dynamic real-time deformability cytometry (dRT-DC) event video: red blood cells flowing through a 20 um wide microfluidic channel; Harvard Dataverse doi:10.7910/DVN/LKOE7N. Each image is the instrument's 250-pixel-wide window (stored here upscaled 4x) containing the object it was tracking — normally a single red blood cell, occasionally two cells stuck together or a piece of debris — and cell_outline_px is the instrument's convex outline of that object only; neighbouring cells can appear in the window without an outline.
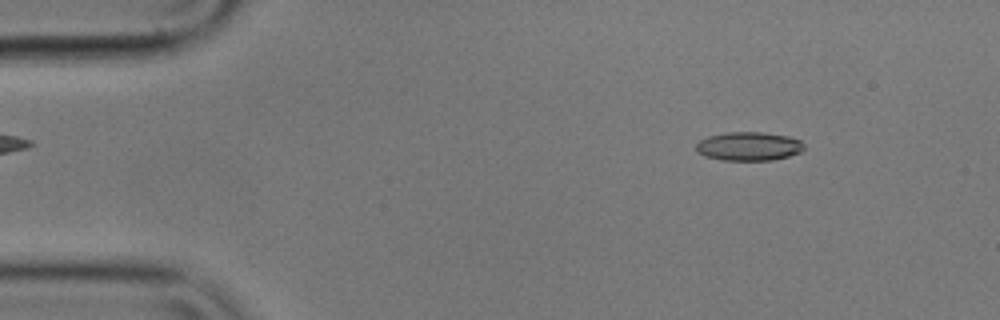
{"species": "common noctule bat (a hibernating species)", "species_latin": "Nyctalus noctula", "temperature_condition": "cold", "stored_images_in_passage": 5, "camera_frame_rate_fps": 3000, "um_per_image_px": 0.085, "animal": {"sex": "male", "body_mass_g": 17.9}, "frame": {"image": 1, "passage_image": 1, "time_ms": 0.0, "image_size_px": [1000, 320], "cell_outline_px": [[804, 148], [800, 152], [788, 156], [772, 160], [720, 160], [704, 156], [696, 152], [696, 144], [700, 140], [708, 136], [728, 132], [764, 132], [788, 136], [800, 140], [804, 144]], "centroid_in_image_um": [63.63, 12.43], "position_along_channel_um": 21.4, "area_um2": 18.15}}
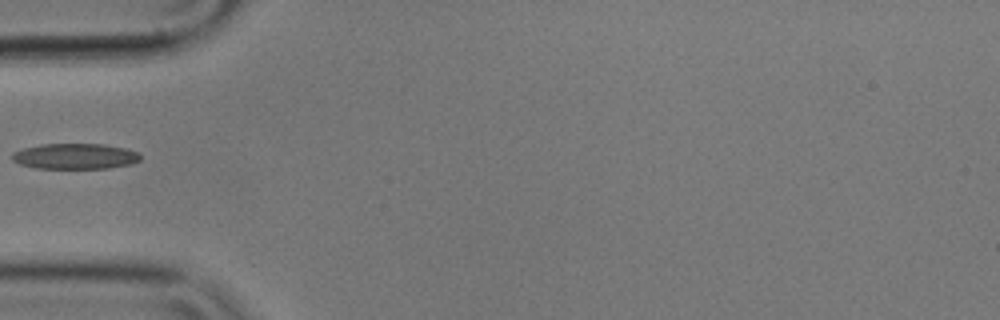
{"frame": {"image": 2, "passage_image": 4, "time_ms": 1.0, "image_size_px": [1000, 320], "cell_outline_px": [[140, 160], [132, 164], [108, 168], [36, 168], [20, 164], [12, 160], [12, 152], [24, 148], [40, 144], [104, 144], [124, 148], [136, 152], [140, 156]], "centroid_in_image_um": [6.36, 13.28], "position_along_channel_um": 78.6, "area_um2": 19.07}}
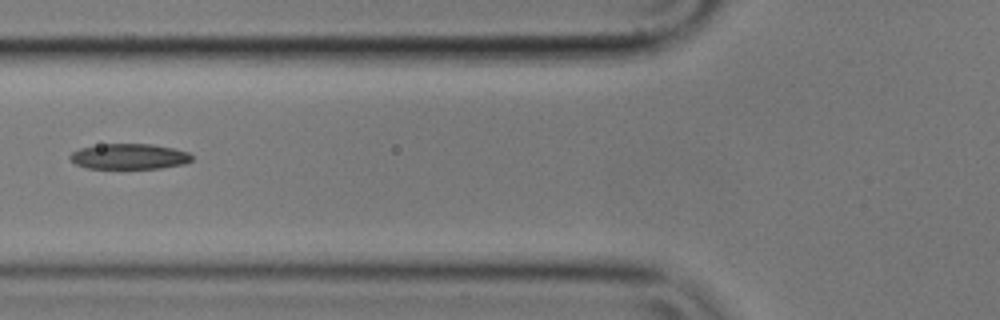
{"frame": {"image": 3, "passage_image": 5, "time_ms": 1.333, "image_size_px": [1000, 320], "cell_outline_px": [[192, 160], [184, 164], [160, 168], [88, 168], [76, 164], [68, 156], [72, 152], [80, 148], [100, 144], [152, 144], [172, 148], [188, 152], [192, 156]], "centroid_in_image_um": [10.98, 13.29], "position_along_channel_um": 114.8, "area_um2": 17.98}}